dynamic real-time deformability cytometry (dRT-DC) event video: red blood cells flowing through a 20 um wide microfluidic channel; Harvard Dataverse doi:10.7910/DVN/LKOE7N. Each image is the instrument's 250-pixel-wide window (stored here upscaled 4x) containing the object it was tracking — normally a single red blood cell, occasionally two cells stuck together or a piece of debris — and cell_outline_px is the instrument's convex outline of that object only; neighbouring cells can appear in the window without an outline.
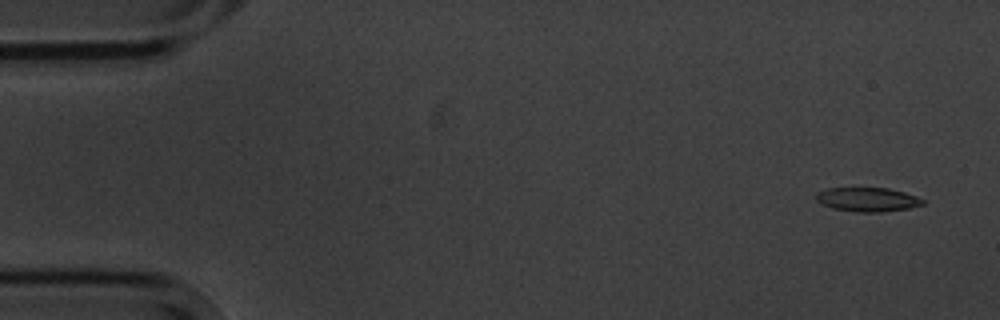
{"species": "common noctule bat (a hibernating species)", "species_latin": "Nyctalus noctula", "temperature_condition": "cold", "stored_images_in_passage": 14, "camera_frame_rate_fps": 3000, "um_per_image_px": 0.085, "animal": {"sex": "male", "body_mass_g": 20.1, "forearm_length_mm": 53.5}, "frame": {"image": 1, "passage_image": 1, "time_ms": 0.0, "image_size_px": [1000, 320], "cell_outline_px": [[924, 204], [908, 208], [884, 212], [856, 212], [832, 208], [816, 200], [816, 192], [828, 188], [888, 188], [904, 192], [916, 196], [924, 200]], "centroid_in_image_um": [73.74, 16.96], "position_along_channel_um": 11.3, "area_um2": 14.91}}
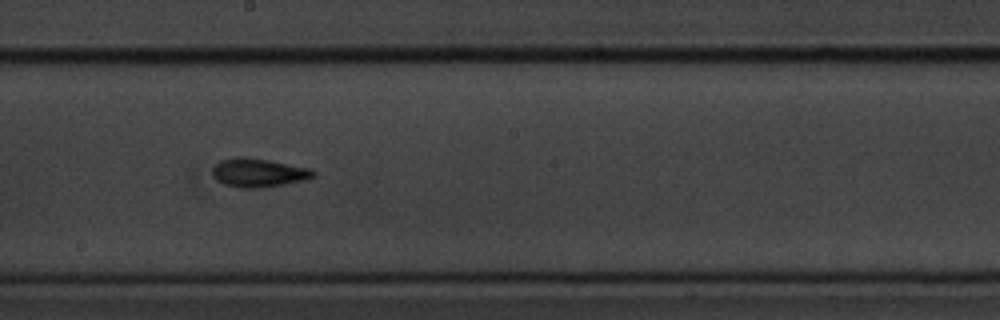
{"frame": {"image": 2, "passage_image": 8, "time_ms": 9.333, "image_size_px": [1000, 320], "cell_outline_px": [[316, 176], [304, 180], [264, 188], [240, 188], [224, 184], [216, 180], [212, 176], [212, 168], [220, 160], [236, 156], [244, 156], [268, 160], [312, 168], [316, 172]], "centroid_in_image_um": [21.96, 14.68], "position_along_channel_um": 226.2, "area_um2": 17.17}}
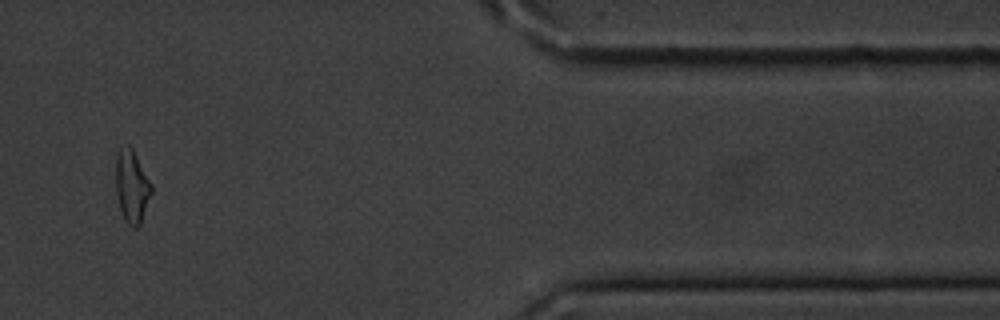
{"frame": {"image": 3, "passage_image": 13, "time_ms": 15.333, "image_size_px": [1000, 320], "cell_outline_px": [[152, 192], [140, 224], [136, 228], [132, 228], [124, 220], [120, 208], [116, 192], [116, 156], [120, 148], [128, 144], [132, 148], [152, 184]], "centroid_in_image_um": [11.2, 15.85], "position_along_channel_um": 400.2, "area_um2": 15.03}, "authors_computed_cell_mechanics": {"area_um2": 15.5193, "velocity_mm_per_s": 3.5361, "shape_relaxation_time_tau1_ms": 3.5592, "shape_relaxation_time_tau2_ms": 7.8459, "deformation_change_tau1": 0.1036, "deformation_change_tau2": 0.1668}}